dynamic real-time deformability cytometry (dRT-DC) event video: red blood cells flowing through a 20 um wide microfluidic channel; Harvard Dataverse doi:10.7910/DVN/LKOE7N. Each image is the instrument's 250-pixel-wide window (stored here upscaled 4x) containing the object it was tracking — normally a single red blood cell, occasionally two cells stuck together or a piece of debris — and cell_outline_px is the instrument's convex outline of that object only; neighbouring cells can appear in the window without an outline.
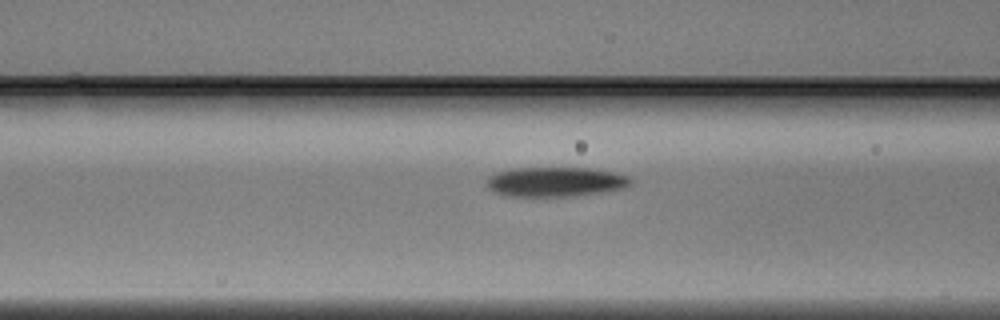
{"species": "Egyptian fruit bat (a non-hibernating species)", "species_latin": "Rousettus aegyptiacus", "temperature_condition": "warm", "stored_images_in_passage": 4, "camera_frame_rate_fps": 3000, "um_per_image_px": 0.085, "animal": {"sex": "male"}, "frame": {"image": 1, "passage_image": 4, "time_ms": 1.0, "image_size_px": [1000, 320], "cell_outline_px": [[632, 180], [624, 188], [600, 192], [572, 196], [504, 196], [488, 188], [488, 176], [496, 172], [512, 168], [588, 168], [612, 172], [628, 176]], "centroid_in_image_um": [47.17, 15.45], "position_along_channel_um": 119.4, "area_um2": 24.62}}